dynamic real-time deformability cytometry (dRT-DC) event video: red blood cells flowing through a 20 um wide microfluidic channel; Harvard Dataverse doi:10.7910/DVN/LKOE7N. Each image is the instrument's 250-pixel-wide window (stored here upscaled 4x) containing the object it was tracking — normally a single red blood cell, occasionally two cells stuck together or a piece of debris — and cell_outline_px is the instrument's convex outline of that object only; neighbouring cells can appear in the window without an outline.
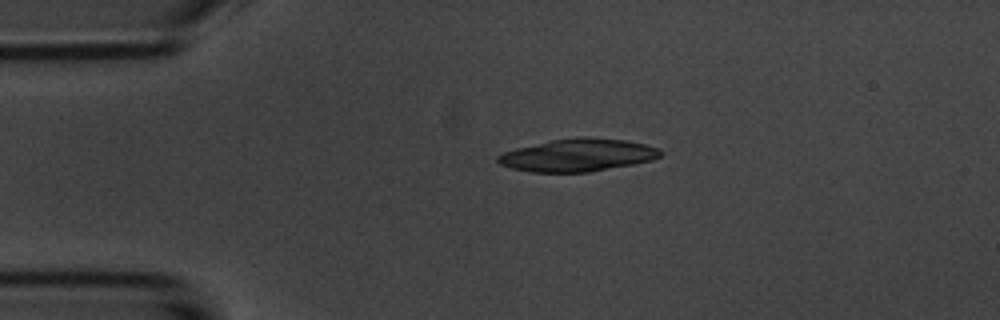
{"species": "common noctule bat (a hibernating species)", "species_latin": "Nyctalus noctula", "temperature_condition": "room temperature", "stored_images_in_passage": 2, "camera_frame_rate_fps": 3000, "um_per_image_px": 0.085, "animal": {"sex": "male", "body_mass_g": 20.1, "forearm_length_mm": 53.5}, "frame": {"image": 1, "passage_image": 1, "time_ms": 0.0, "image_size_px": [1000, 320], "cell_outline_px": [[664, 152], [660, 156], [652, 160], [632, 164], [588, 172], [532, 172], [512, 168], [500, 164], [496, 160], [496, 156], [504, 152], [516, 148], [552, 140], [580, 136], [584, 136], [624, 140], [644, 144], [660, 148]], "centroid_in_image_um": [49.12, 13.18], "position_along_channel_um": 35.9, "area_um2": 30.81}}